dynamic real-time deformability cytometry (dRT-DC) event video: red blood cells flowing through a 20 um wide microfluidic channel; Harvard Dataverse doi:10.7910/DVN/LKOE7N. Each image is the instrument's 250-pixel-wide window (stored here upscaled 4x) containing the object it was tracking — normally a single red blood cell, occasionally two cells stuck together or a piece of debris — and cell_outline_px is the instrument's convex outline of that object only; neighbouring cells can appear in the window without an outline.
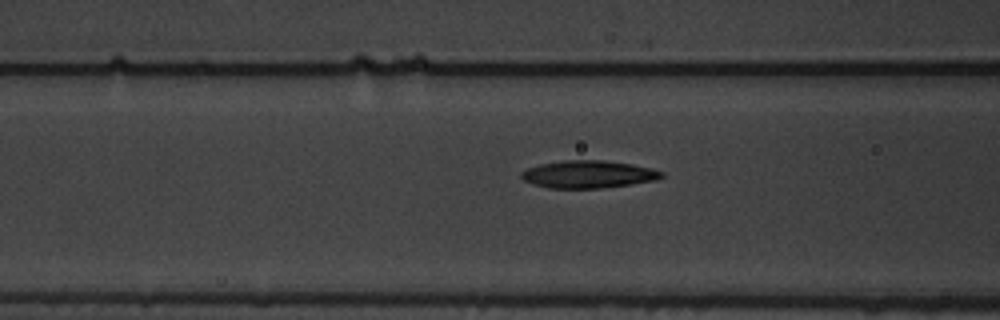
{"species": "common noctule bat (a hibernating species)", "species_latin": "Nyctalus noctula", "temperature_condition": "warm", "stored_images_in_passage": 6, "segment_of_instrument_passage": [2, 2], "camera_frame_rate_fps": 3000, "um_per_image_px": 0.085, "animal": {"sex": "male", "body_mass_g": 19.5, "forearm_length_mm": 54.6}, "frame": {"image": 1, "passage_image": 6, "time_ms": 1.667, "image_size_px": [1000, 320], "cell_outline_px": [[664, 176], [656, 180], [632, 184], [600, 188], [548, 188], [532, 184], [524, 180], [520, 176], [520, 172], [528, 168], [540, 164], [564, 160], [604, 160], [632, 164], [652, 168], [664, 172]], "centroid_in_image_um": [50.01, 14.81], "position_along_channel_um": 116.6, "area_um2": 22.6}}